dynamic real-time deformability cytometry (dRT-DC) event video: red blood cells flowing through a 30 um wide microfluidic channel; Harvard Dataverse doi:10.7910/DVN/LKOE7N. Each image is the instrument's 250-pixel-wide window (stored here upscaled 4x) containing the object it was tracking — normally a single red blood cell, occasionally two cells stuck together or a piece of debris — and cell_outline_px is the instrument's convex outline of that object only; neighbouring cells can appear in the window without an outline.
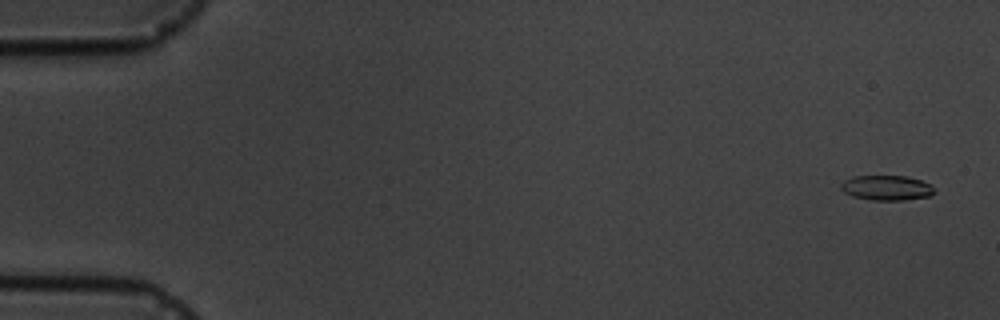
{"species": "common noctule bat (a hibernating species)", "species_latin": "Nyctalus noctula", "temperature_condition": "cold", "stored_images_in_passage": 6, "camera_frame_rate_fps": 3000, "um_per_image_px": 0.085, "animal": {"sex": "male", "body_mass_g": 19.5, "forearm_length_mm": 54.6}, "frame": {"image": 1, "passage_image": 1, "time_ms": 0.0, "image_size_px": [1000, 320], "cell_outline_px": [[936, 192], [928, 196], [904, 200], [872, 200], [852, 196], [844, 192], [840, 188], [840, 184], [844, 180], [856, 176], [904, 176], [920, 180], [932, 184]], "centroid_in_image_um": [75.37, 15.96], "position_along_channel_um": 9.6, "area_um2": 13.58}}